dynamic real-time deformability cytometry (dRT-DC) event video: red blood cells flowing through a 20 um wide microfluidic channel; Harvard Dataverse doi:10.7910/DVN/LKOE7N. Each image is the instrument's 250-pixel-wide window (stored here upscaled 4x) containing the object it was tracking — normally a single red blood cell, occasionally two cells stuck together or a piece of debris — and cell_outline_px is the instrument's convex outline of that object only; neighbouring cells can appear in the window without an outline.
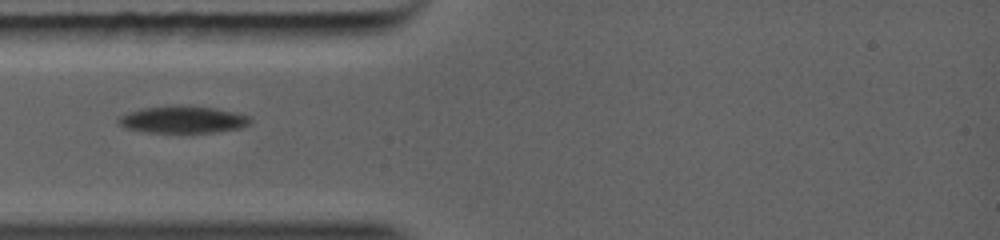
{"species": "common noctule bat (a hibernating species)", "species_latin": "Nyctalus noctula", "temperature_condition": "warm", "stored_images_in_passage": 24, "camera_frame_rate_fps": 5000, "um_per_image_px": 0.085, "animal": {"sex": "female", "body_mass_g": 19.0, "forearm_length_mm": 56.7}, "frame": {"image": 1, "passage_image": 1, "time_ms": 0.0, "image_size_px": [1000, 240], "cell_outline_px": [[252, 120], [248, 124], [240, 128], [216, 132], [148, 132], [124, 128], [116, 124], [116, 120], [120, 116], [128, 112], [140, 108], [212, 108], [232, 112], [248, 116]], "centroid_in_image_um": [15.48, 10.21], "position_along_channel_um": 69.5, "area_um2": 19.83}}
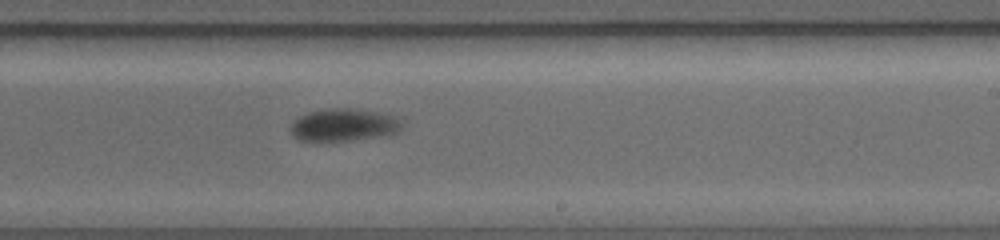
{"frame": {"image": 2, "passage_image": 11, "time_ms": 4.0, "image_size_px": [1000, 240], "cell_outline_px": [[400, 132], [388, 136], [348, 140], [300, 140], [292, 136], [288, 128], [300, 116], [308, 112], [332, 108], [348, 108], [376, 112], [392, 116], [400, 120]], "centroid_in_image_um": [29.21, 10.63], "position_along_channel_um": 259.8, "area_um2": 20.87}}
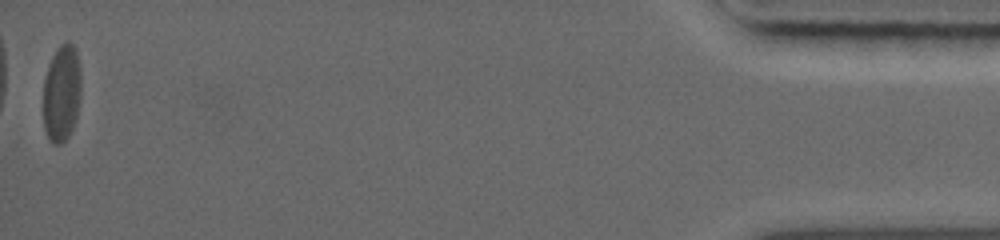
{"frame": {"image": 3, "passage_image": 24, "time_ms": 10.4, "image_size_px": [1000, 240], "cell_outline_px": [[80, 96], [76, 120], [68, 136], [60, 144], [52, 144], [44, 128], [44, 80], [48, 64], [56, 48], [60, 44], [68, 40], [72, 44], [76, 52], [80, 68]], "centroid_in_image_um": [5.24, 7.89], "position_along_channel_um": 430.0, "area_um2": 21.39}}